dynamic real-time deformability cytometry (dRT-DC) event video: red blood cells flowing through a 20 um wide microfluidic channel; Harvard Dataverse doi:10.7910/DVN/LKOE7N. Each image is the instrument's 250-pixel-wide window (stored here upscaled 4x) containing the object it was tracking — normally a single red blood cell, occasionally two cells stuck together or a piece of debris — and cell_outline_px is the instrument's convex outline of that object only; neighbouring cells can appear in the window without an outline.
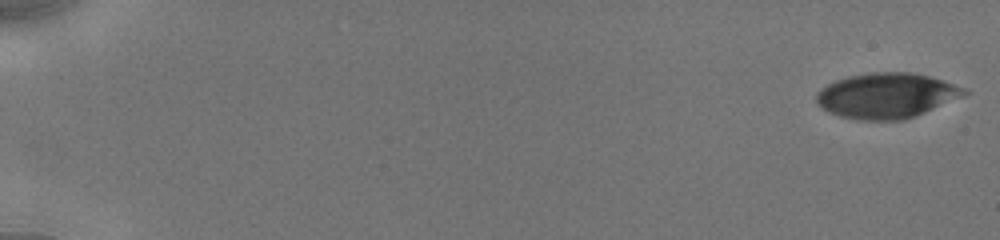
{"species": "human", "species_latin": "Homo sapiens", "temperature_condition": "cold", "stored_images_in_passage": 36, "camera_frame_rate_fps": 3000, "um_per_image_px": 0.085, "donor": {"sex": "male"}, "frame": {"image": 1, "passage_image": 1, "time_ms": 0.0, "image_size_px": [1000, 240], "cell_outline_px": [[968, 92], [964, 96], [916, 116], [904, 120], [860, 120], [840, 116], [824, 108], [816, 100], [816, 92], [820, 88], [836, 80], [848, 76], [872, 72], [912, 72], [944, 80], [968, 88]], "centroid_in_image_um": [75.41, 8.12], "position_along_channel_um": 9.6, "area_um2": 39.02}}
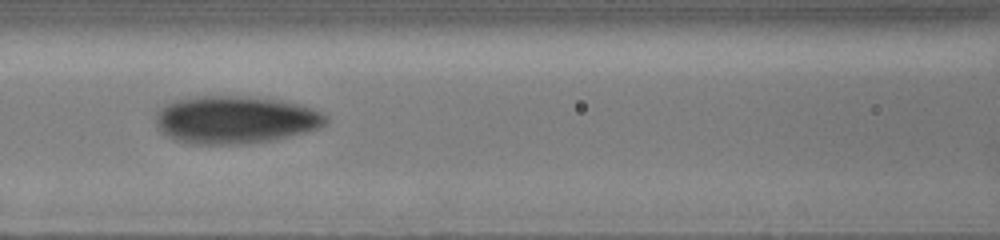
{"frame": {"image": 2, "passage_image": 21, "time_ms": 8.333, "image_size_px": [1000, 240], "cell_outline_px": [[328, 120], [324, 124], [316, 128], [304, 132], [288, 136], [268, 140], [240, 144], [192, 144], [176, 140], [160, 132], [156, 124], [156, 112], [164, 104], [176, 100], [196, 96], [248, 96], [280, 100], [312, 108], [328, 116]], "centroid_in_image_um": [19.94, 10.17], "position_along_channel_um": 146.7, "area_um2": 47.05}}
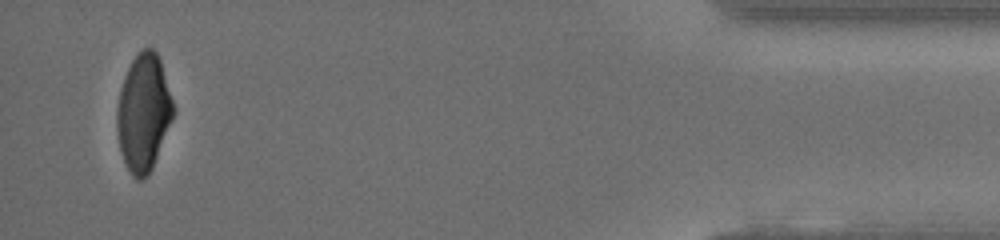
{"frame": {"image": 3, "passage_image": 36, "time_ms": 17.0, "image_size_px": [1000, 240], "cell_outline_px": [[176, 112], [152, 168], [140, 180], [136, 180], [132, 176], [124, 160], [120, 148], [116, 128], [116, 108], [120, 88], [124, 76], [132, 60], [144, 48], [152, 48], [156, 52], [160, 60]], "centroid_in_image_um": [12.2, 9.57], "position_along_channel_um": 423.0, "area_um2": 38.26}, "authors_computed_cell_mechanics": {"area_um2": 43.2055, "velocity_mm_per_s": 3.9227, "shape_relaxation_time_tau1_ms": 4.8842, "shape_relaxation_time_tau2_ms": 1.9634, "deformation_change_tau1": 0.1324, "deformation_change_tau2": 0.0821}}